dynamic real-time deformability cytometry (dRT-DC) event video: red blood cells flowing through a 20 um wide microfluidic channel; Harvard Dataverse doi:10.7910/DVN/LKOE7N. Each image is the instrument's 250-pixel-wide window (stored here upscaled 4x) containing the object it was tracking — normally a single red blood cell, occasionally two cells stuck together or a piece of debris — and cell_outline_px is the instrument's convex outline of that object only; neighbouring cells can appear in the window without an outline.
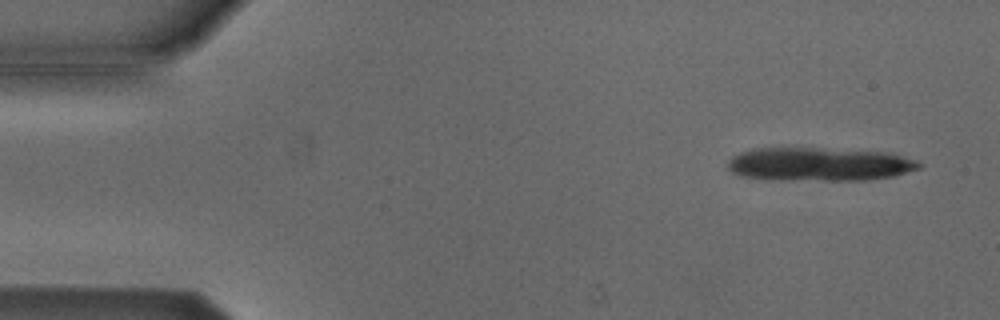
{"species": "Egyptian fruit bat (a non-hibernating species)", "species_latin": "Rousettus aegyptiacus", "temperature_condition": "cold", "stored_images_in_passage": 12, "camera_frame_rate_fps": 3000, "um_per_image_px": 0.085, "animal": {"sex": "male"}, "frame": {"image": 1, "passage_image": 3, "time_ms": 0.667, "image_size_px": [1000, 320], "cell_outline_px": [[924, 164], [920, 168], [892, 176], [868, 180], [764, 180], [740, 176], [732, 172], [728, 168], [728, 160], [732, 156], [756, 148], [796, 144], [892, 152], [916, 160]], "centroid_in_image_um": [69.62, 13.9], "position_along_channel_um": 15.4, "area_um2": 39.36}}